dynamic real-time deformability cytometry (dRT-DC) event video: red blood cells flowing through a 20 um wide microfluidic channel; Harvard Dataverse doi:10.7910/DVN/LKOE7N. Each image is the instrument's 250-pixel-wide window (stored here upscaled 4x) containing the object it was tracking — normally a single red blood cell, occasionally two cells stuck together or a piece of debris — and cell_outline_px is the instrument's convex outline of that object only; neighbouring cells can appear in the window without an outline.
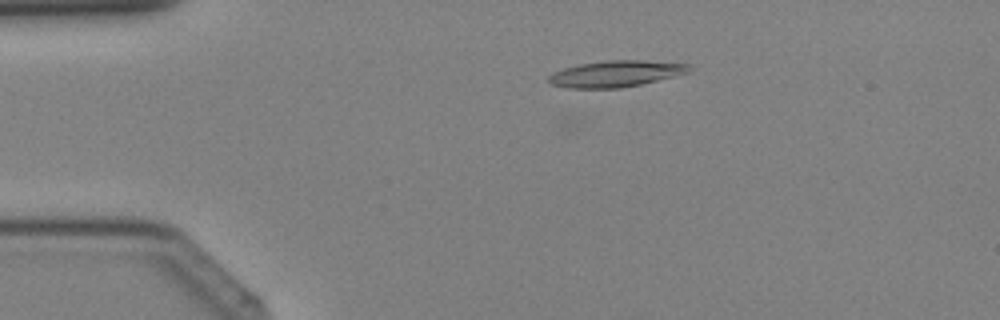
{"species": "Egyptian fruit bat (a non-hibernating species)", "species_latin": "Rousettus aegyptiacus", "temperature_condition": "cold", "stored_images_in_passage": 32, "camera_frame_rate_fps": 3000, "um_per_image_px": 0.085, "animal": {"sex": "female"}, "frame": {"image": 1, "passage_image": 1, "time_ms": 0.0, "image_size_px": [1000, 320], "cell_outline_px": [[692, 68], [688, 72], [640, 84], [620, 88], [568, 88], [552, 84], [548, 80], [548, 76], [552, 72], [564, 68], [580, 64], [608, 60], [644, 60], [688, 64]], "centroid_in_image_um": [52.3, 6.26], "position_along_channel_um": 32.7, "area_um2": 21.27}}
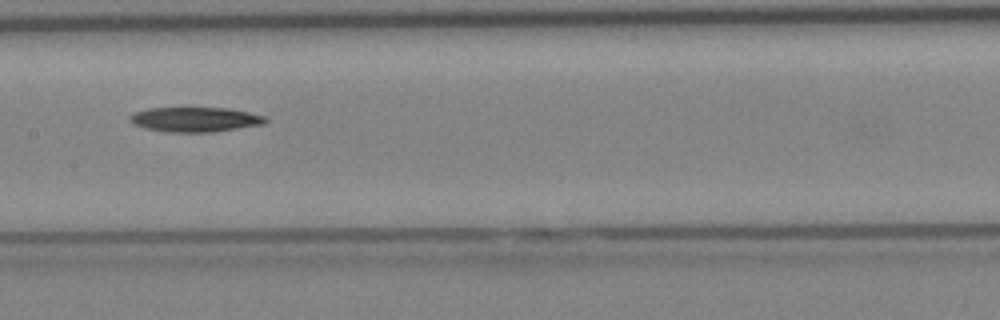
{"frame": {"image": 2, "passage_image": 13, "time_ms": 4.0, "image_size_px": [1000, 320], "cell_outline_px": [[268, 120], [264, 124], [212, 132], [172, 132], [144, 128], [128, 120], [128, 116], [132, 112], [148, 108], [228, 108], [248, 112], [264, 116]], "centroid_in_image_um": [16.55, 10.15], "position_along_channel_um": 190.8, "area_um2": 19.48}}
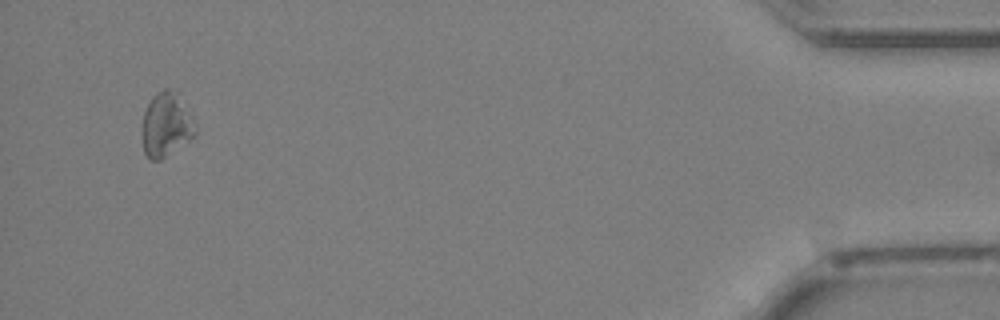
{"frame": {"image": 3, "passage_image": 31, "time_ms": 10.0, "image_size_px": [1000, 320], "cell_outline_px": [[196, 132], [188, 140], [160, 160], [148, 160], [144, 152], [144, 112], [152, 96], [156, 92], [164, 88], [172, 88], [176, 92], [196, 128]], "centroid_in_image_um": [14.09, 10.59], "position_along_channel_um": 421.1, "area_um2": 19.07}}